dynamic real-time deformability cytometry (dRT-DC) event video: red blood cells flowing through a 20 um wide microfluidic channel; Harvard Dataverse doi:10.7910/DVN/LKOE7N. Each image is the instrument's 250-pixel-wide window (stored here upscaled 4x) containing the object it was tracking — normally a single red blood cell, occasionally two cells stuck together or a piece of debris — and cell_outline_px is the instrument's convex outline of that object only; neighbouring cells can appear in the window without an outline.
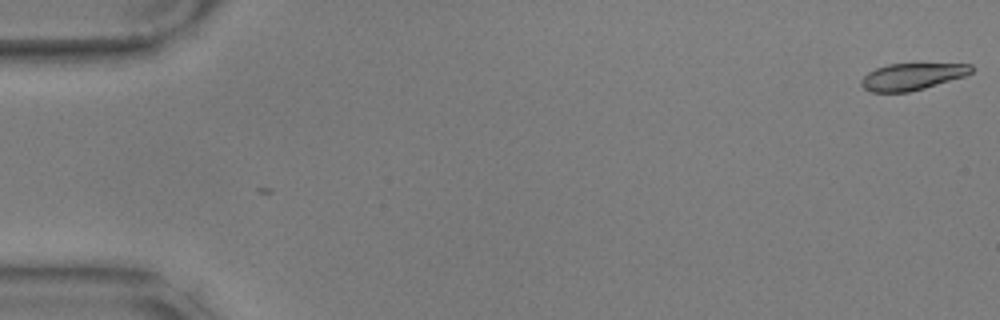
{"species": "common noctule bat (a hibernating species)", "species_latin": "Nyctalus noctula", "temperature_condition": "warm", "stored_images_in_passage": 6, "camera_frame_rate_fps": 3000, "um_per_image_px": 0.085, "animal": {"sex": "male", "body_mass_g": 17.9, "forearm_length_mm": 54.2}, "frame": {"image": 1, "passage_image": 6, "time_ms": 1.667, "image_size_px": [1000, 320], "cell_outline_px": [[972, 72], [964, 76], [924, 88], [908, 92], [868, 92], [860, 84], [860, 80], [868, 72], [876, 68], [888, 64], [972, 64]], "centroid_in_image_um": [77.48, 6.51], "position_along_channel_um": 7.5, "area_um2": 17.05}}